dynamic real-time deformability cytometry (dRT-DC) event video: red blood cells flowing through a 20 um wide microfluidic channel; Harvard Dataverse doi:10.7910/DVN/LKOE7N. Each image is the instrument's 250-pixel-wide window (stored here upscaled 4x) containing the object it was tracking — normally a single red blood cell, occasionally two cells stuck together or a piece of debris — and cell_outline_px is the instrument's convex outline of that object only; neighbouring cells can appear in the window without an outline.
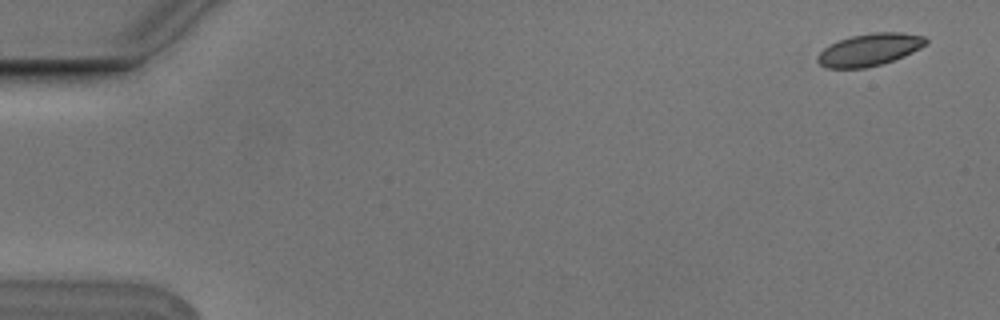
{"species": "Egyptian fruit bat (a non-hibernating species)", "species_latin": "Rousettus aegyptiacus", "temperature_condition": "cold", "stored_images_in_passage": 5, "camera_frame_rate_fps": 3000, "um_per_image_px": 0.085, "animal": {"sex": "male"}, "frame": {"image": 1, "passage_image": 1, "time_ms": 0.0, "image_size_px": [1000, 320], "cell_outline_px": [[928, 44], [904, 56], [880, 64], [864, 68], [824, 68], [816, 60], [816, 56], [824, 48], [840, 40], [852, 36], [872, 32], [900, 32], [924, 36], [928, 40]], "centroid_in_image_um": [73.91, 4.22], "position_along_channel_um": 11.1, "area_um2": 20.29}}
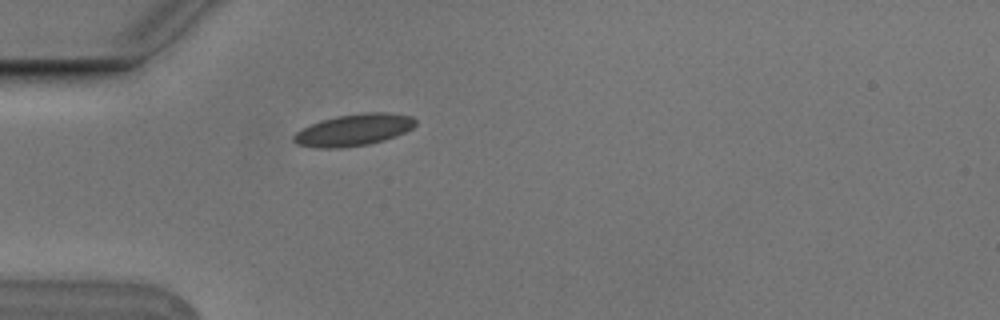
{"frame": {"image": 2, "passage_image": 5, "time_ms": 1.333, "image_size_px": [1000, 320], "cell_outline_px": [[416, 124], [412, 128], [396, 136], [384, 140], [368, 144], [340, 148], [316, 148], [296, 144], [292, 140], [292, 136], [296, 132], [320, 120], [336, 116], [364, 112], [384, 112], [412, 116], [416, 120]], "centroid_in_image_um": [30.05, 11.04], "position_along_channel_um": 54.9, "area_um2": 22.6}}